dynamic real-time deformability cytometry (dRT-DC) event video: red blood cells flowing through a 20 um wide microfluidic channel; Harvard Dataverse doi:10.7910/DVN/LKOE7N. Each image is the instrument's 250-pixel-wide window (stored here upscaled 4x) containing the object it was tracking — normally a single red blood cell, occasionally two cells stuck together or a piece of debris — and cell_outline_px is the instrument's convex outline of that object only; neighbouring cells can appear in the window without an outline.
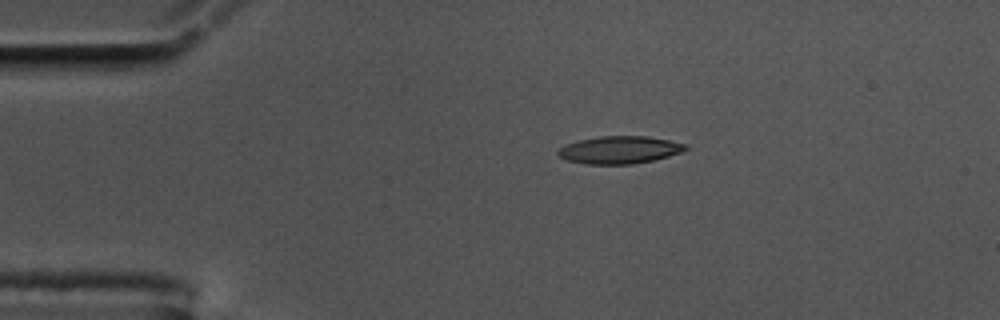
{"species": "common noctule bat (a hibernating species)", "species_latin": "Nyctalus noctula", "temperature_condition": "cold", "stored_images_in_passage": 46, "camera_frame_rate_fps": 3000, "um_per_image_px": 0.085, "animal": {"sex": "male", "body_mass_g": 17.5, "forearm_length_mm": 52.3}, "frame": {"image": 1, "passage_image": 1, "time_ms": 0.0, "image_size_px": [1000, 320], "cell_outline_px": [[688, 148], [680, 152], [668, 156], [652, 160], [632, 164], [588, 164], [568, 160], [560, 156], [556, 152], [564, 144], [580, 140], [600, 136], [644, 136], [668, 140], [688, 144]], "centroid_in_image_um": [52.66, 12.73], "position_along_channel_um": 32.3, "area_um2": 20.23}}
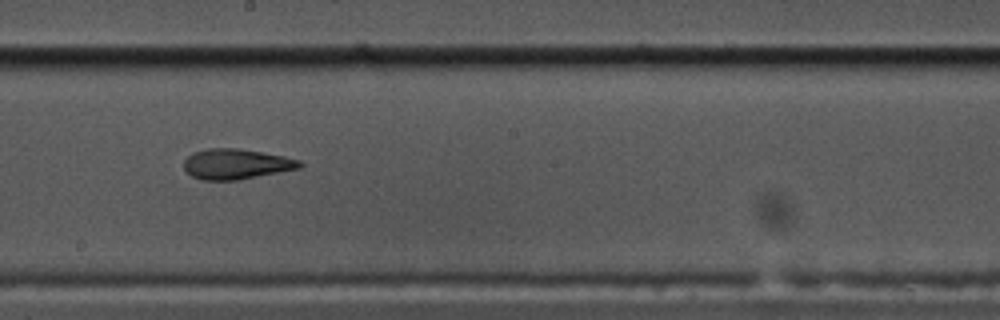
{"frame": {"image": 2, "passage_image": 21, "time_ms": 6.667, "image_size_px": [1000, 320], "cell_outline_px": [[304, 164], [300, 168], [240, 180], [204, 180], [192, 176], [184, 168], [184, 160], [192, 152], [208, 148], [236, 148], [284, 156], [300, 160]], "centroid_in_image_um": [20.08, 13.94], "position_along_channel_um": 228.1, "area_um2": 20.46}}
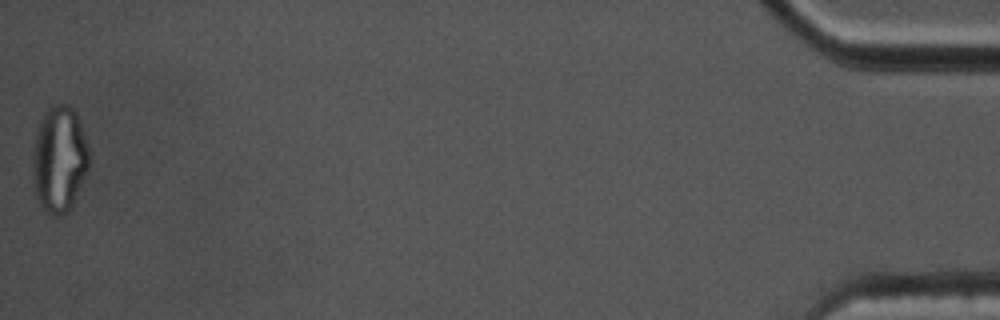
{"frame": {"image": 3, "passage_image": 46, "time_ms": 15.0, "image_size_px": [1000, 320], "cell_outline_px": [[88, 168], [72, 204], [68, 212], [56, 216], [52, 216], [44, 212], [36, 196], [32, 176], [32, 156], [36, 136], [44, 112], [52, 104], [68, 104], [76, 112], [88, 148]], "centroid_in_image_um": [5.01, 13.55], "position_along_channel_um": 430.2, "area_um2": 34.68}, "authors_computed_cell_mechanics": {"area_um2": 20.8658, "velocity_mm_per_s": 3.5849, "shape_relaxation_time_tau1_ms": null, "shape_relaxation_time_tau2_ms": 2.4707, "deformation_change_tau1": null, "deformation_change_tau2": 0.1067}}